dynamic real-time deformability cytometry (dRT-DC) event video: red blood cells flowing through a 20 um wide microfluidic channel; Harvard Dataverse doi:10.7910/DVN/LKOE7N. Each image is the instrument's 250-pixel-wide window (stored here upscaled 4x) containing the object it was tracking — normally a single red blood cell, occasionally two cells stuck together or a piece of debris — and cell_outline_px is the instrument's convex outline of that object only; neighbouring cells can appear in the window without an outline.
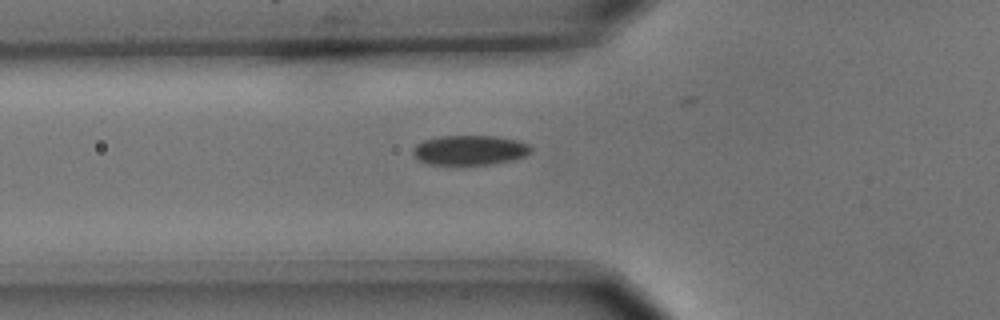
{"species": "common noctule bat (a hibernating species)", "species_latin": "Nyctalus noctula", "temperature_condition": "cold", "stored_images_in_passage": 4, "camera_frame_rate_fps": 3000, "um_per_image_px": 0.085, "animal": {"sex": "male", "body_mass_g": 15.6}, "frame": {"image": 1, "passage_image": 4, "time_ms": 1.0, "image_size_px": [1000, 320], "cell_outline_px": [[532, 152], [524, 156], [492, 164], [428, 164], [420, 160], [412, 152], [412, 148], [416, 144], [424, 140], [440, 136], [496, 136], [516, 140], [528, 144], [532, 148]], "centroid_in_image_um": [39.92, 12.75], "position_along_channel_um": 85.9, "area_um2": 20.23}}